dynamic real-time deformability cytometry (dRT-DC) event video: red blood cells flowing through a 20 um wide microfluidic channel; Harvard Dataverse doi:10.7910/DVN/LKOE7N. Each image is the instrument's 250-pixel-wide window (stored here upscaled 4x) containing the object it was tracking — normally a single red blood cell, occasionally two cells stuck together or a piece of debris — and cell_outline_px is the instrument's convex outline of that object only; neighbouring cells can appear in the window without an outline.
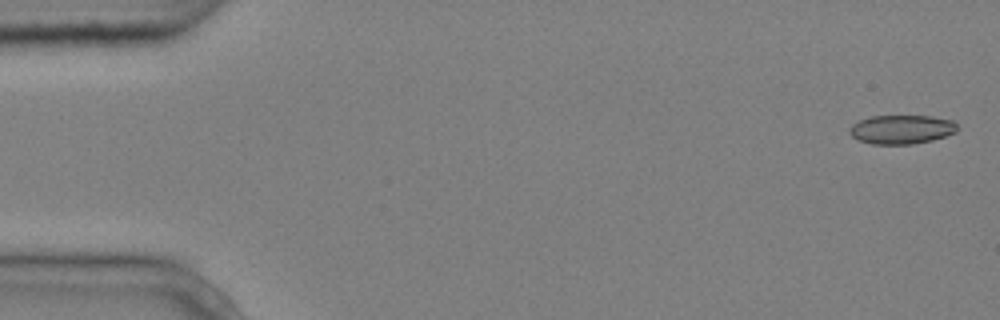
{"species": "common noctule bat (a hibernating species)", "species_latin": "Nyctalus noctula", "temperature_condition": "cold", "stored_images_in_passage": 5, "camera_frame_rate_fps": 3000, "um_per_image_px": 0.085, "animal": {"sex": "male", "body_mass_g": 20.4}, "frame": {"image": 1, "passage_image": 1, "time_ms": 0.0, "image_size_px": [1000, 320], "cell_outline_px": [[956, 132], [932, 140], [912, 144], [872, 144], [860, 140], [852, 136], [848, 132], [848, 128], [852, 124], [860, 120], [872, 116], [932, 116], [952, 120], [956, 124]], "centroid_in_image_um": [76.61, 11.0], "position_along_channel_um": 8.4, "area_um2": 18.09}}